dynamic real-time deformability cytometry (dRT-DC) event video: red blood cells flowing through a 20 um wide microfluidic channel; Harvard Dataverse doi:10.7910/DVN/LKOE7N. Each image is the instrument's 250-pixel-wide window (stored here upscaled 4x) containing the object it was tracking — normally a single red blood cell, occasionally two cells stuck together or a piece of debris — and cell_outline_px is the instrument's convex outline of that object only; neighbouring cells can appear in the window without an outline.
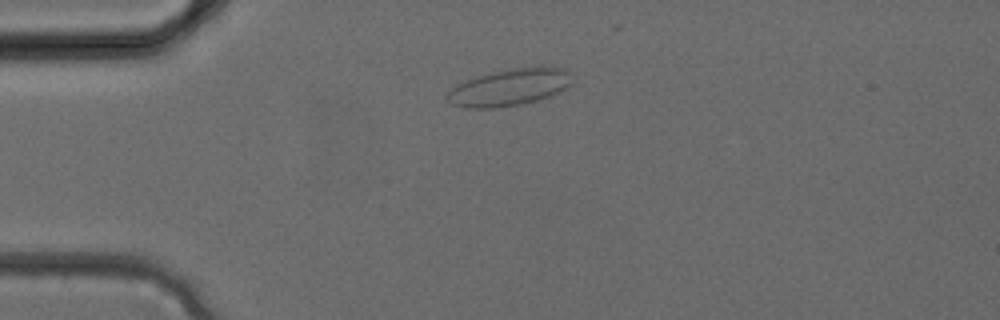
{"species": "common noctule bat (a hibernating species)", "species_latin": "Nyctalus noctula", "temperature_condition": "cold", "stored_images_in_passage": 20, "camera_frame_rate_fps": 3000, "um_per_image_px": 0.085, "animal": {"sex": "female", "body_mass_g": 24.6, "forearm_length_mm": 56.2}, "frame": {"image": 1, "passage_image": 1, "time_ms": 0.0, "image_size_px": [1000, 320], "cell_outline_px": [[576, 80], [568, 88], [552, 96], [520, 104], [492, 108], [464, 108], [452, 104], [444, 96], [456, 84], [476, 76], [488, 72], [512, 68], [540, 64], [564, 68]], "centroid_in_image_um": [43.37, 7.38], "position_along_channel_um": 41.6, "area_um2": 27.74}}
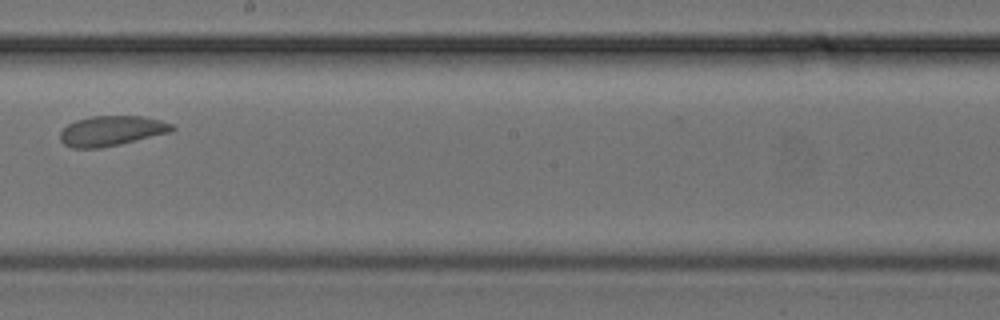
{"frame": {"image": 2, "passage_image": 12, "time_ms": 3.667, "image_size_px": [1000, 320], "cell_outline_px": [[176, 128], [172, 132], [120, 144], [100, 148], [72, 148], [64, 144], [60, 140], [60, 132], [68, 124], [76, 120], [92, 116], [144, 116], [160, 120], [172, 124]], "centroid_in_image_um": [9.49, 11.12], "position_along_channel_um": 238.7, "area_um2": 19.65}}
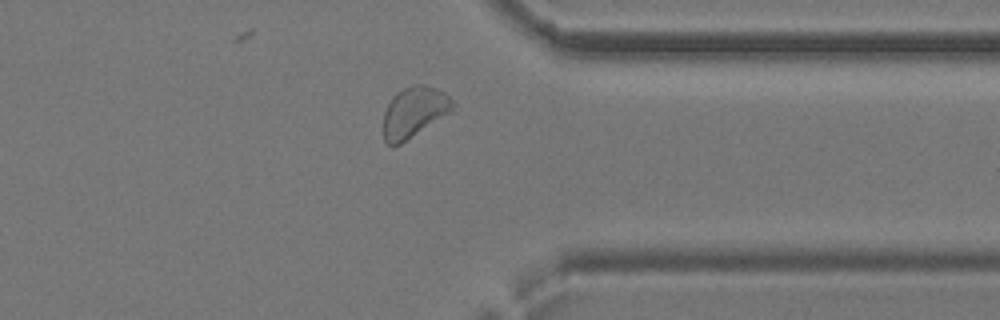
{"frame": {"image": 3, "passage_image": 19, "time_ms": 6.0, "image_size_px": [1000, 320], "cell_outline_px": [[456, 104], [448, 112], [400, 144], [392, 148], [384, 140], [384, 112], [392, 96], [396, 92], [404, 88], [416, 84], [424, 84], [436, 88], [444, 92]], "centroid_in_image_um": [35.15, 9.51], "position_along_channel_um": 376.2, "area_um2": 20.0}}